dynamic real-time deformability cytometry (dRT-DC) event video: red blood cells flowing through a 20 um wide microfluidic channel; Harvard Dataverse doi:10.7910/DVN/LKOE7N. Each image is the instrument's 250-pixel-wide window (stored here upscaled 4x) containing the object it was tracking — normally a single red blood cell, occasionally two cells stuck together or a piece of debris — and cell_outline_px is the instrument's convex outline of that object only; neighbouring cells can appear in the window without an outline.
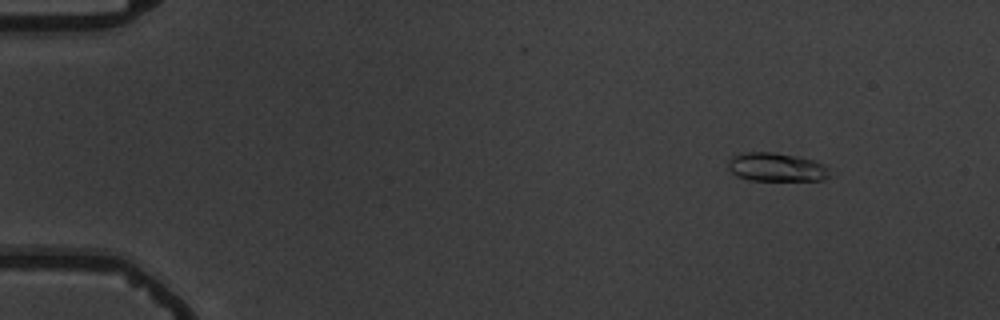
{"species": "common noctule bat (a hibernating species)", "species_latin": "Nyctalus noctula", "temperature_condition": "warm", "stored_images_in_passage": 8, "camera_frame_rate_fps": 3000, "um_per_image_px": 0.085, "animal": {"sex": "male", "body_mass_g": 19.5, "forearm_length_mm": 54.6}, "frame": {"image": 1, "passage_image": 2, "time_ms": 1.0, "image_size_px": [1000, 320], "cell_outline_px": [[840, 172], [824, 180], [748, 180], [736, 176], [728, 168], [728, 160], [736, 152], [772, 152], [796, 156], [816, 160]], "centroid_in_image_um": [66.1, 14.21], "position_along_channel_um": 18.9, "area_um2": 17.69}}
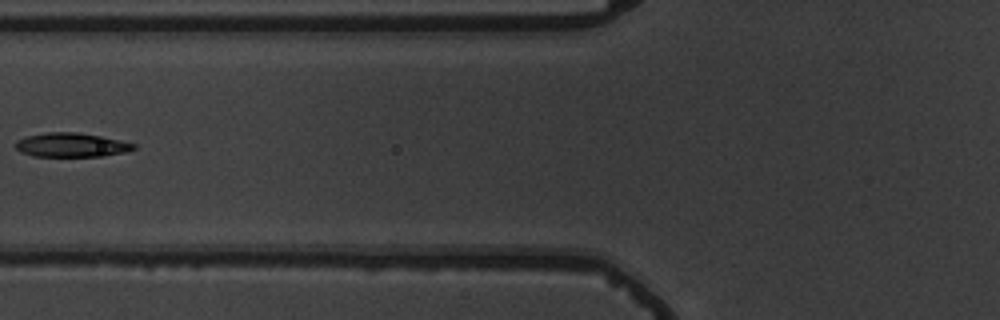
{"frame": {"image": 2, "passage_image": 6, "time_ms": 6.667, "image_size_px": [1000, 320], "cell_outline_px": [[136, 148], [124, 152], [104, 156], [32, 156], [20, 152], [16, 148], [16, 140], [24, 136], [48, 132], [76, 132], [100, 136], [136, 144]], "centroid_in_image_um": [6.02, 12.32], "position_along_channel_um": 119.8, "area_um2": 16.53}}
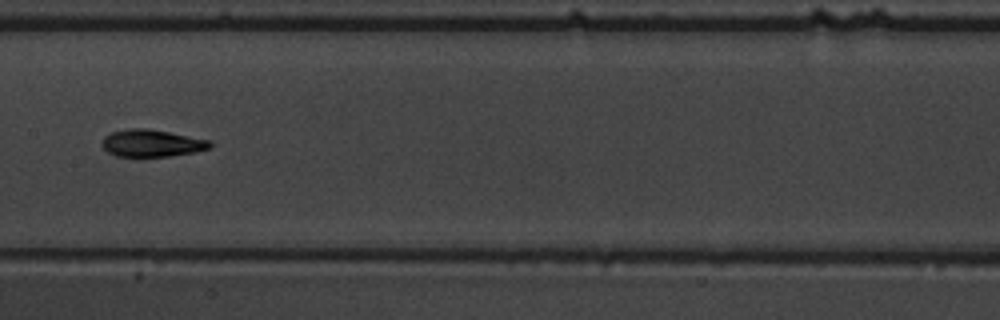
{"frame": {"image": 3, "passage_image": 8, "time_ms": 8.667, "image_size_px": [1000, 320], "cell_outline_px": [[212, 144], [208, 148], [192, 152], [168, 156], [116, 156], [108, 152], [100, 144], [104, 136], [112, 132], [132, 128], [144, 128], [168, 132], [212, 140]], "centroid_in_image_um": [12.87, 12.16], "position_along_channel_um": 194.5, "area_um2": 16.88}}